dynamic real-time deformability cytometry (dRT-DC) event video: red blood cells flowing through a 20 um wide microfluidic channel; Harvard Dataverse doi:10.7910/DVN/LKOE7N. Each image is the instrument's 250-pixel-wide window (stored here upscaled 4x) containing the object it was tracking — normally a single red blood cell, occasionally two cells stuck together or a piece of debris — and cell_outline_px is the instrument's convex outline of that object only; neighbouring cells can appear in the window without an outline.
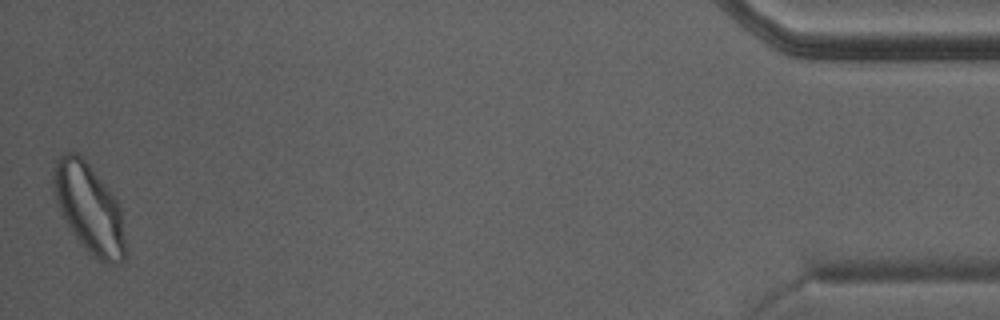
{"species": "Egyptian fruit bat (a non-hibernating species)", "species_latin": "Rousettus aegyptiacus", "temperature_condition": "warm", "stored_images_in_passage": 31, "camera_frame_rate_fps": 3000, "um_per_image_px": 0.085, "animal": {"sex": "male"}, "frame": {"image": 1, "passage_image": 31, "time_ms": 10.0, "image_size_px": [1000, 320], "cell_outline_px": [[128, 260], [116, 264], [104, 264], [88, 252], [80, 244], [60, 212], [52, 188], [52, 172], [56, 160], [64, 152], [76, 152], [88, 164], [120, 204], [128, 256]], "centroid_in_image_um": [7.6, 17.77], "position_along_channel_um": 427.6, "area_um2": 37.74}}